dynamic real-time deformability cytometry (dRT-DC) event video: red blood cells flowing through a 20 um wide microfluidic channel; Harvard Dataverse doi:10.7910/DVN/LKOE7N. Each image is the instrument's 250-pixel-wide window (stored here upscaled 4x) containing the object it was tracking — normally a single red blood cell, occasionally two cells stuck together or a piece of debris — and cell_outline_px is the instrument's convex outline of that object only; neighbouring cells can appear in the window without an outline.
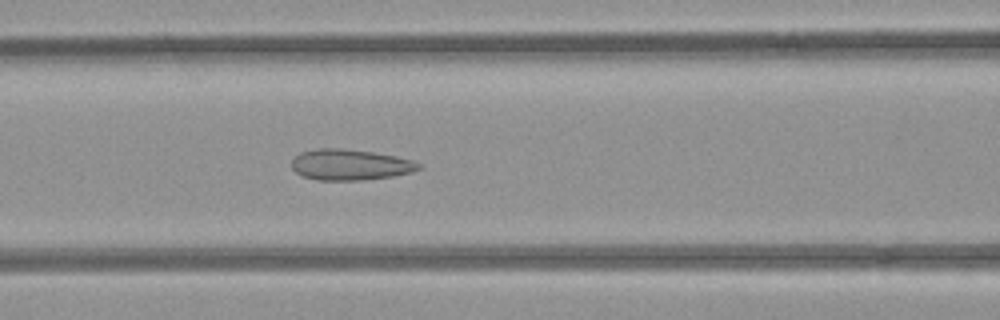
{"species": "common noctule bat (a hibernating species)", "species_latin": "Nyctalus noctula", "temperature_condition": "room temperature", "stored_images_in_passage": 42, "camera_frame_rate_fps": 3000, "um_per_image_px": 0.085, "animal": {"sex": "female", "body_mass_g": 21.9}, "frame": {"image": 1, "passage_image": 12, "time_ms": 3.667, "image_size_px": [1000, 320], "cell_outline_px": [[420, 168], [412, 172], [392, 176], [364, 180], [316, 180], [304, 176], [296, 172], [292, 168], [292, 160], [300, 152], [316, 148], [344, 148], [372, 152], [396, 156], [412, 160], [420, 164]], "centroid_in_image_um": [29.74, 13.99], "position_along_channel_um": 136.9, "area_um2": 22.83}}
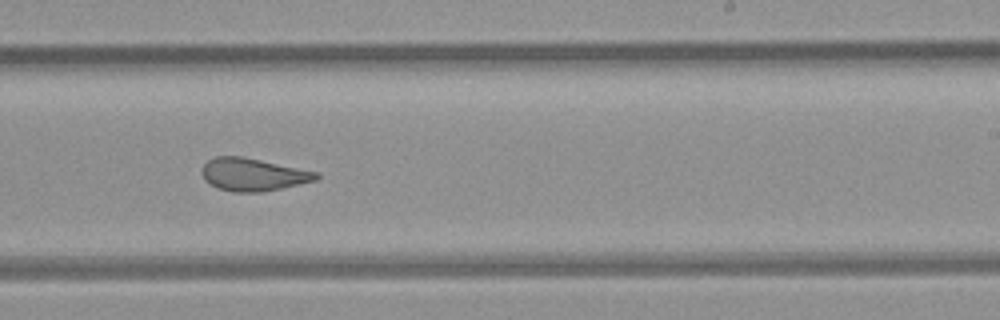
{"frame": {"image": 2, "passage_image": 22, "time_ms": 7.0, "image_size_px": [1000, 320], "cell_outline_px": [[320, 176], [316, 180], [264, 192], [232, 192], [216, 188], [204, 180], [200, 172], [204, 164], [208, 160], [216, 156], [244, 156], [320, 172]], "centroid_in_image_um": [21.5, 14.83], "position_along_channel_um": 267.5, "area_um2": 22.14}}
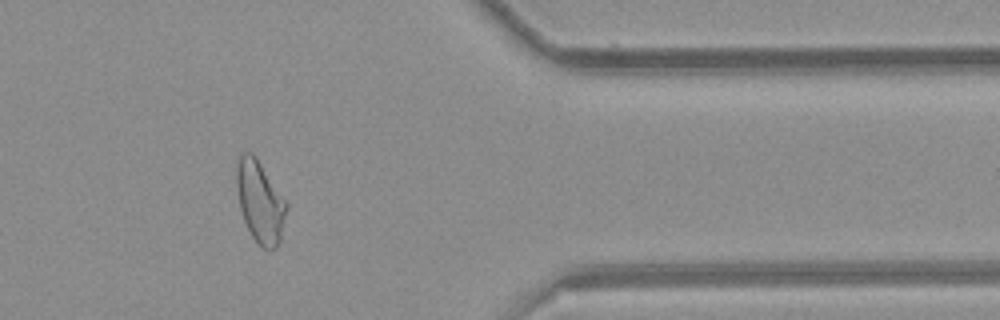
{"frame": {"image": 3, "passage_image": 33, "time_ms": 10.667, "image_size_px": [1000, 320], "cell_outline_px": [[288, 208], [280, 240], [276, 248], [264, 248], [252, 236], [244, 220], [240, 208], [236, 184], [236, 164], [240, 152], [252, 152], [256, 156], [288, 204]], "centroid_in_image_um": [22.1, 17.1], "position_along_channel_um": 389.3, "area_um2": 23.7}, "authors_computed_cell_mechanics": {"area_um2": 23.4668, "velocity_mm_per_s": 3.9255, "shape_relaxation_time_tau1_ms": null, "shape_relaxation_time_tau2_ms": 1.4224, "deformation_change_tau1": null, "deformation_change_tau2": 0.0965}}